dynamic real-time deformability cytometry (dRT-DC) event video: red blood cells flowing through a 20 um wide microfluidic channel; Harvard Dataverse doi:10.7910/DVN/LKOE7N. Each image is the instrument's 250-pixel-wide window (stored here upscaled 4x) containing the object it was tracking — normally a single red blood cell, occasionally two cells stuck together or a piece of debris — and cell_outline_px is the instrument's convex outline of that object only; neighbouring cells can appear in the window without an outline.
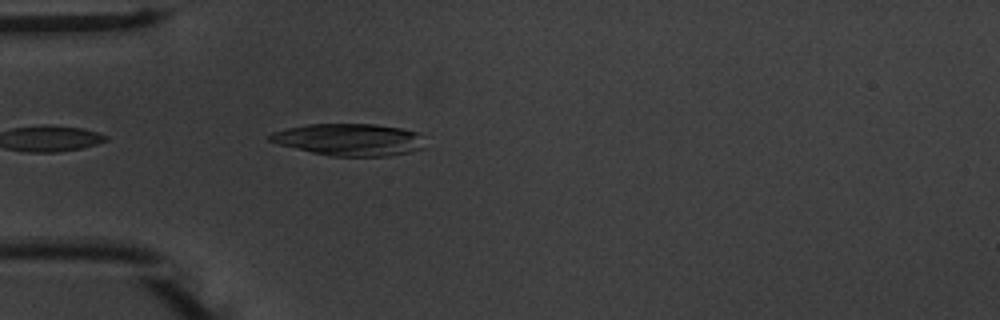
{"species": "common noctule bat (a hibernating species)", "species_latin": "Nyctalus noctula", "temperature_condition": "warm", "stored_images_in_passage": 6, "camera_frame_rate_fps": 3000, "um_per_image_px": 0.085, "animal": {"sex": "male", "body_mass_g": 20.1, "forearm_length_mm": 53.5}, "frame": {"image": 1, "passage_image": 2, "time_ms": 0.333, "image_size_px": [1000, 320], "cell_outline_px": [[428, 148], [412, 152], [388, 156], [332, 156], [312, 152], [280, 144], [268, 140], [268, 136], [272, 132], [288, 128], [308, 124], [372, 124], [400, 128], [416, 132]], "centroid_in_image_um": [29.73, 11.87], "position_along_channel_um": 55.3, "area_um2": 28.84}}
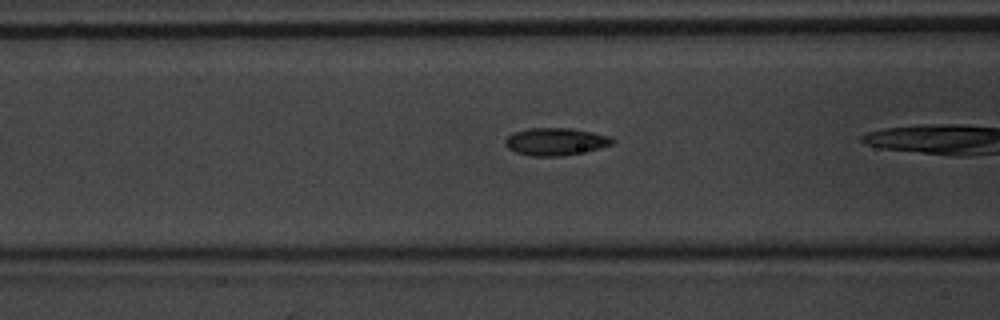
{"frame": {"image": 2, "passage_image": 5, "time_ms": 1.333, "image_size_px": [1000, 320], "cell_outline_px": [[616, 140], [612, 144], [600, 148], [560, 156], [532, 156], [516, 152], [508, 148], [504, 144], [504, 140], [512, 132], [528, 128], [568, 128], [592, 132], [612, 136]], "centroid_in_image_um": [47.21, 12.02], "position_along_channel_um": 119.4, "area_um2": 17.17}}